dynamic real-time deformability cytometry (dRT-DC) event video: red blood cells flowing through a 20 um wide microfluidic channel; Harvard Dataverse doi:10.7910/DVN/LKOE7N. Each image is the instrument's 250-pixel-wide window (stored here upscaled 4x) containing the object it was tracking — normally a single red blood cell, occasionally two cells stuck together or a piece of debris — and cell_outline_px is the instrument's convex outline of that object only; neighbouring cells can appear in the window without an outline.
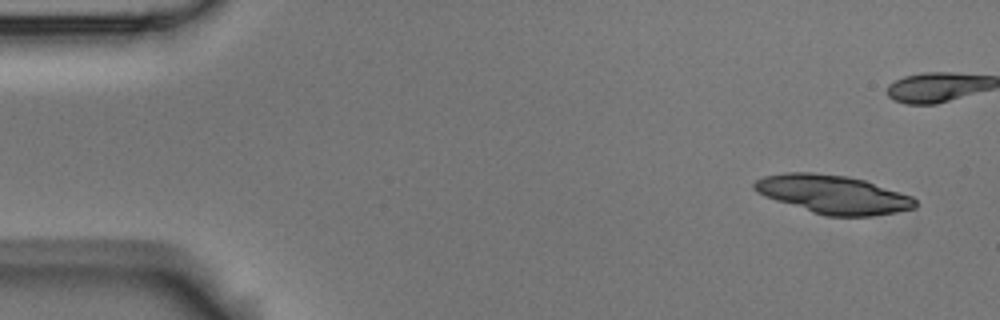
{"species": "Egyptian fruit bat (a non-hibernating species)", "species_latin": "Rousettus aegyptiacus", "temperature_condition": "room temperature", "stored_images_in_passage": 8, "camera_frame_rate_fps": 3000, "um_per_image_px": 0.085, "animal": {"sex": "male"}, "frame": {"image": 1, "passage_image": 1, "time_ms": 0.0, "image_size_px": [1000, 320], "cell_outline_px": [[916, 208], [896, 212], [872, 216], [824, 216], [764, 196], [756, 192], [752, 188], [752, 184], [756, 180], [764, 176], [784, 172], [812, 172], [848, 176], [864, 180], [912, 196], [916, 200]], "centroid_in_image_um": [70.79, 16.52], "position_along_channel_um": 14.2, "area_um2": 36.13}}
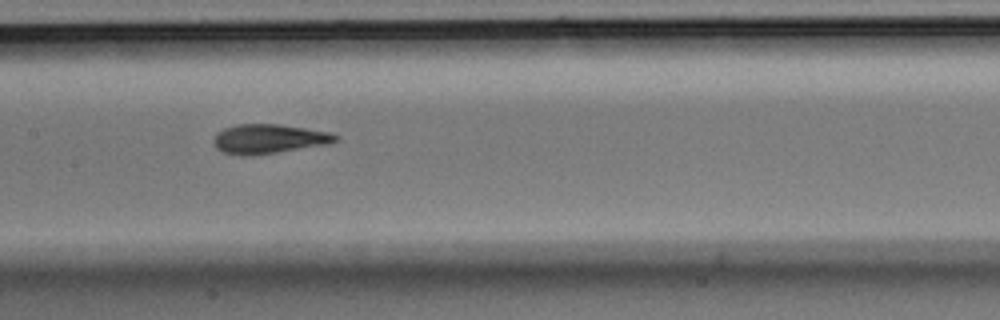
{"frame": {"image": 2, "passage_image": 8, "time_ms": 2.333, "image_size_px": [1000, 320], "cell_outline_px": [[340, 136], [336, 140], [328, 144], [252, 156], [240, 156], [220, 152], [212, 144], [212, 140], [216, 132], [224, 128], [236, 124], [280, 124], [332, 132]], "centroid_in_image_um": [22.79, 11.81], "position_along_channel_um": 184.6, "area_um2": 21.27}}